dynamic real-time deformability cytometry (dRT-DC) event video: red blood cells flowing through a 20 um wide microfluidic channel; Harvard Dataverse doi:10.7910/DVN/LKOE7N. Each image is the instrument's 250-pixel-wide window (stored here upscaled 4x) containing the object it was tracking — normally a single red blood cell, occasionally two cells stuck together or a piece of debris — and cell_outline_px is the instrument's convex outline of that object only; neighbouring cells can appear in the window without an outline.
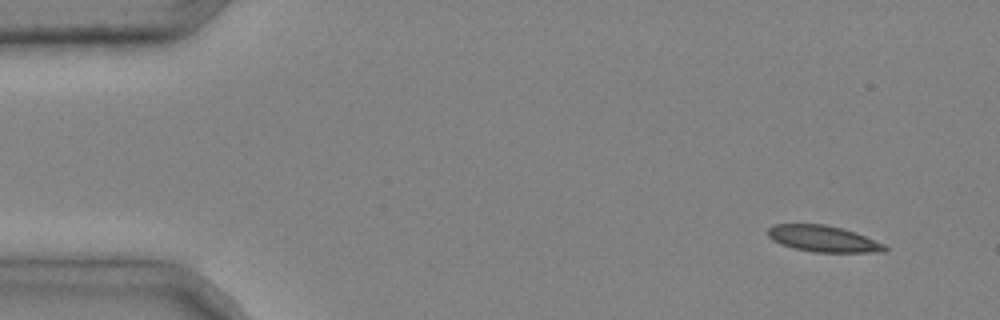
{"species": "common noctule bat (a hibernating species)", "species_latin": "Nyctalus noctula", "temperature_condition": "cold", "stored_images_in_passage": 3, "camera_frame_rate_fps": 3000, "um_per_image_px": 0.085, "animal": {"sex": "male", "body_mass_g": 20.4}, "frame": {"image": 1, "passage_image": 1, "time_ms": 0.0, "image_size_px": [1000, 320], "cell_outline_px": [[888, 248], [884, 252], [816, 252], [796, 248], [780, 244], [772, 240], [768, 236], [768, 228], [772, 224], [824, 224], [840, 228], [864, 236], [884, 244]], "centroid_in_image_um": [69.93, 20.29], "position_along_channel_um": 15.1, "area_um2": 17.63}}